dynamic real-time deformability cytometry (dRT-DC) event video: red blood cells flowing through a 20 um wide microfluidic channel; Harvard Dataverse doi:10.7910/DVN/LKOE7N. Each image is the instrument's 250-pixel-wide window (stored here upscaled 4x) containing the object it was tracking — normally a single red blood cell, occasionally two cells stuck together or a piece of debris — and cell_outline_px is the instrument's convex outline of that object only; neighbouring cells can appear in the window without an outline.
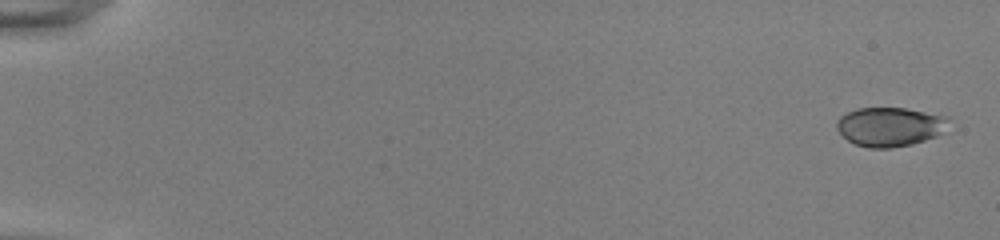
{"species": "common noctule bat (a hibernating species)", "species_latin": "Nyctalus noctula", "temperature_condition": "room temperature", "stored_images_in_passage": 52, "segment_of_instrument_passage": [1, 2], "camera_frame_rate_fps": 3000, "um_per_image_px": 0.085, "animal": {"sex": "female", "body_mass_g": 22.0, "forearm_length_mm": 56.7}, "frame": {"image": 1, "passage_image": 1, "time_ms": 0.0, "image_size_px": [1000, 240], "cell_outline_px": [[948, 116], [940, 132], [936, 136], [912, 144], [892, 148], [868, 148], [856, 144], [848, 140], [836, 128], [836, 120], [840, 116], [856, 108], [904, 108]], "centroid_in_image_um": [75.56, 10.77], "position_along_channel_um": 9.4, "area_um2": 25.14}}
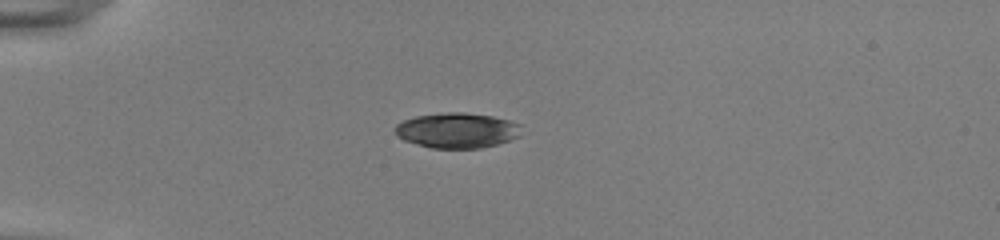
{"frame": {"image": 2, "passage_image": 15, "time_ms": 4.667, "image_size_px": [1000, 240], "cell_outline_px": [[520, 136], [496, 144], [480, 148], [432, 148], [404, 140], [396, 136], [396, 124], [404, 120], [416, 116], [448, 112], [464, 112], [492, 116], [508, 120], [520, 124]], "centroid_in_image_um": [38.85, 11.08], "position_along_channel_um": 46.2, "area_um2": 25.72}}
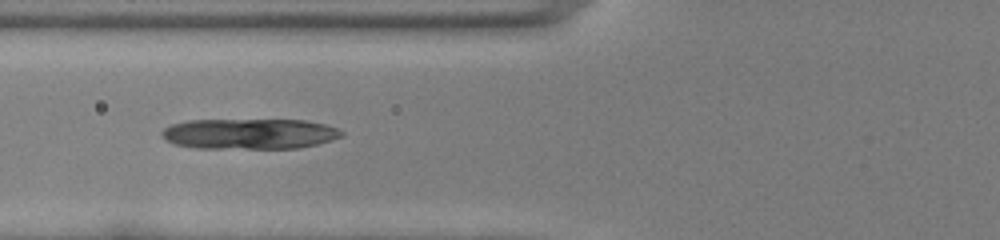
{"frame": {"image": 3, "passage_image": 22, "time_ms": 7.0, "image_size_px": [1000, 240], "cell_outline_px": [[344, 136], [332, 140], [300, 148], [196, 148], [172, 144], [160, 132], [164, 128], [172, 124], [188, 120], [304, 120], [324, 124], [336, 128], [344, 132]], "centroid_in_image_um": [21.22, 11.37], "position_along_channel_um": 104.6, "area_um2": 31.96}}